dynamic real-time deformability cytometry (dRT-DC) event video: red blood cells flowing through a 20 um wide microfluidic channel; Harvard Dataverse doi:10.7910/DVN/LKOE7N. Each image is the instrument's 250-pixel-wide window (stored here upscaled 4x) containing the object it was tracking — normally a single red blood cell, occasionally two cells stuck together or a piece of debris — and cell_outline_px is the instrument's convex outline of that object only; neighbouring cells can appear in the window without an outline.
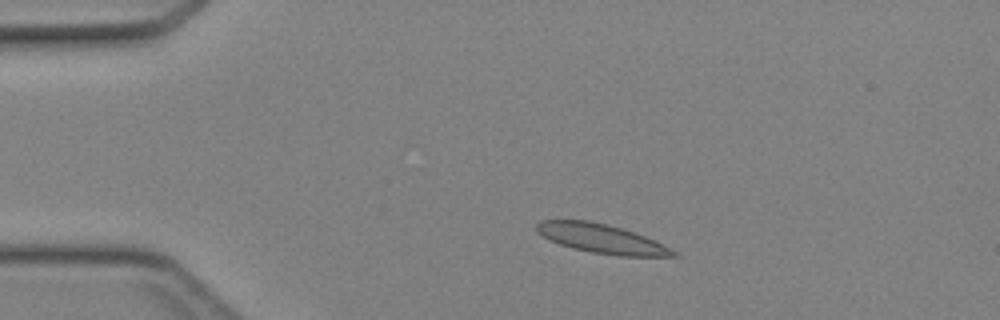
{"species": "Egyptian fruit bat (a non-hibernating species)", "species_latin": "Rousettus aegyptiacus", "temperature_condition": "cold", "stored_images_in_passage": 44, "camera_frame_rate_fps": 3000, "um_per_image_px": 0.085, "animal": {"sex": "female"}, "frame": {"image": 1, "passage_image": 7, "time_ms": 2.0, "image_size_px": [1000, 320], "cell_outline_px": [[680, 256], [620, 256], [592, 252], [572, 248], [560, 244], [536, 232], [536, 224], [540, 220], [588, 220], [608, 224], [644, 236], [676, 252]], "centroid_in_image_um": [51.07, 20.27], "position_along_channel_um": 33.9, "area_um2": 22.72}}
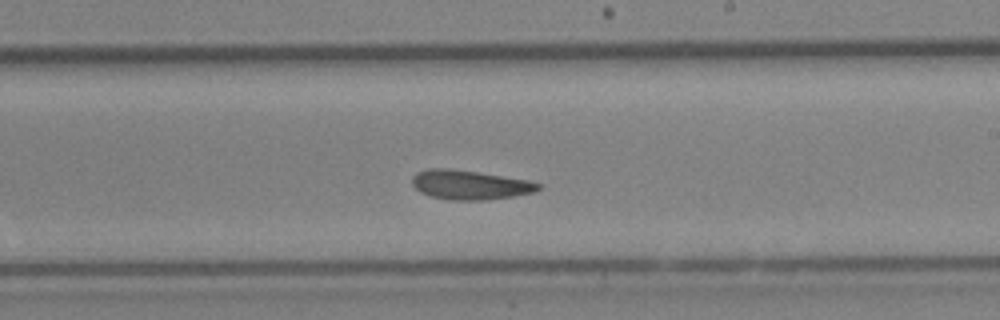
{"frame": {"image": 2, "passage_image": 25, "time_ms": 8.0, "image_size_px": [1000, 320], "cell_outline_px": [[540, 188], [536, 192], [512, 196], [484, 200], [452, 200], [432, 196], [420, 192], [412, 184], [412, 176], [416, 172], [428, 168], [448, 168], [476, 172], [528, 180], [540, 184]], "centroid_in_image_um": [39.91, 15.71], "position_along_channel_um": 249.1, "area_um2": 21.39}}
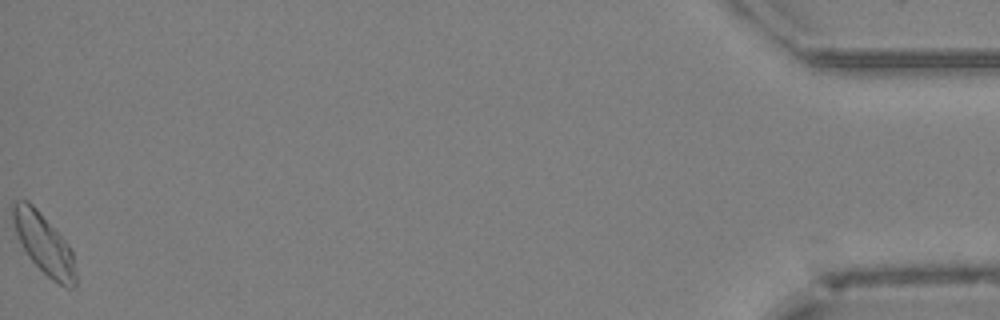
{"frame": {"image": 3, "passage_image": 44, "time_ms": 14.333, "image_size_px": [1000, 320], "cell_outline_px": [[76, 284], [72, 288], [68, 288], [52, 280], [28, 256], [12, 224], [12, 200], [28, 200], [36, 208], [68, 244], [72, 252], [76, 272]], "centroid_in_image_um": [3.72, 20.71], "position_along_channel_um": 431.5, "area_um2": 21.73}}